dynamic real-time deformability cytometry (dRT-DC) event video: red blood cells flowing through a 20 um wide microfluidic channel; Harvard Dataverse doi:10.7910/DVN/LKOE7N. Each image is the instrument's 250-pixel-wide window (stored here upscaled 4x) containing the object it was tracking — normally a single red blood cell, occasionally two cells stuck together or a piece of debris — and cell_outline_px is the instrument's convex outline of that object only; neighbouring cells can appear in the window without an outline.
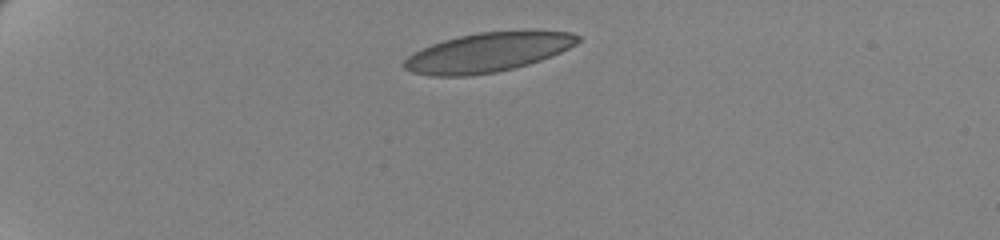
{"species": "human", "species_latin": "Homo sapiens", "temperature_condition": "cold", "stored_images_in_passage": 43, "camera_frame_rate_fps": 3000, "um_per_image_px": 0.085, "donor": {"sex": "female"}, "frame": {"image": 1, "passage_image": 1, "time_ms": 0.0, "image_size_px": [1000, 240], "cell_outline_px": [[580, 40], [576, 44], [560, 52], [540, 60], [528, 64], [496, 72], [468, 76], [432, 76], [412, 72], [404, 68], [400, 64], [408, 56], [432, 44], [444, 40], [460, 36], [480, 32], [572, 32], [580, 36]], "centroid_in_image_um": [41.42, 4.47], "position_along_channel_um": 43.6, "area_um2": 39.02}}
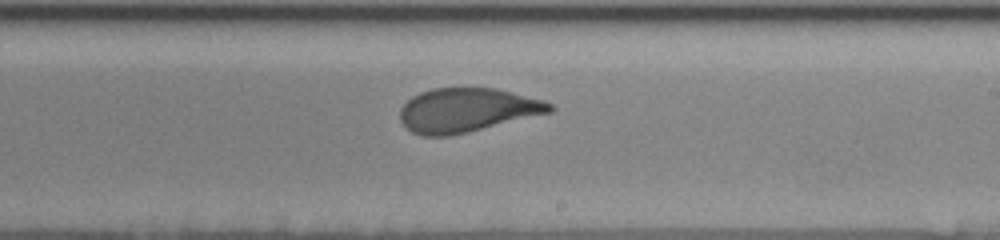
{"frame": {"image": 2, "passage_image": 24, "time_ms": 7.667, "image_size_px": [1000, 240], "cell_outline_px": [[556, 108], [552, 112], [468, 132], [448, 136], [424, 136], [412, 132], [400, 120], [400, 108], [412, 96], [420, 92], [432, 88], [496, 88], [544, 100], [552, 104]], "centroid_in_image_um": [39.71, 9.35], "position_along_channel_um": 249.3, "area_um2": 38.38}}
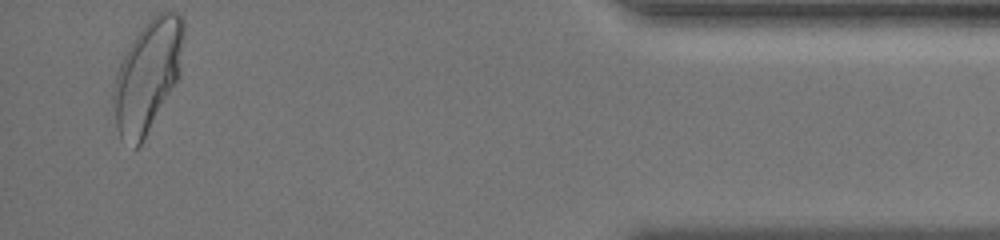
{"frame": {"image": 3, "passage_image": 43, "time_ms": 14.0, "image_size_px": [1000, 240], "cell_outline_px": [[184, 32], [180, 76], [140, 144], [136, 148], [120, 140], [116, 128], [112, 100], [112, 88], [116, 72], [120, 60], [124, 52], [132, 40], [148, 20], [152, 16], [160, 12], [180, 12], [184, 20]], "centroid_in_image_um": [12.52, 6.41], "position_along_channel_um": 422.7, "area_um2": 45.89}, "authors_computed_cell_mechanics": {"area_um2": 39.7086, "velocity_mm_per_s": 3.4708, "shape_relaxation_time_tau1_ms": 4.4254, "shape_relaxation_time_tau2_ms": null, "deformation_change_tau1": 0.1685, "deformation_change_tau2": null}}